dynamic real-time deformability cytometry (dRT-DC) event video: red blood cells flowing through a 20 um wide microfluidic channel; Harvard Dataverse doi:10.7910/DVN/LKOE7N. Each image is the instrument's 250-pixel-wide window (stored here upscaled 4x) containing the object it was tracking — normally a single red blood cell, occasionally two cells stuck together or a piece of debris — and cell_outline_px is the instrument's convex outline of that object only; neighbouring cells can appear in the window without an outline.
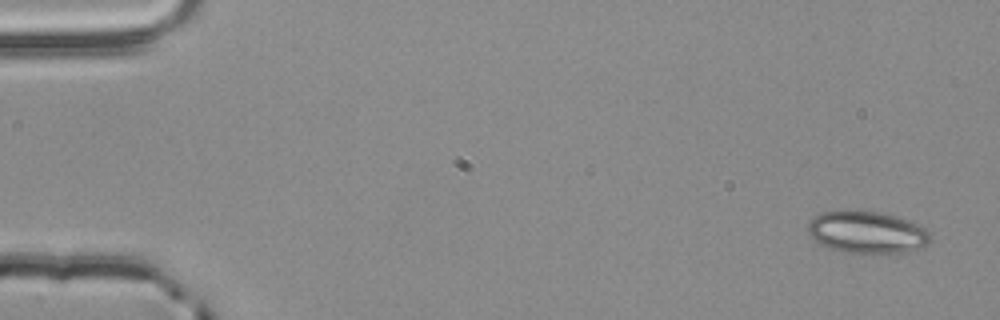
{"species": "common noctule bat (a hibernating species)", "species_latin": "Nyctalus noctula", "temperature_condition": "room temperature", "stored_images_in_passage": 4, "camera_frame_rate_fps": 3000, "um_per_image_px": 0.085, "animal": {"sex": "male", "body_mass_g": 20.4}, "frame": {"image": 1, "passage_image": 1, "time_ms": 0.0, "image_size_px": [1000, 320], "cell_outline_px": [[932, 240], [928, 244], [908, 252], [840, 252], [828, 248], [820, 244], [808, 232], [808, 224], [820, 212], [844, 208], [880, 212], [896, 216], [908, 220], [924, 228], [932, 236]], "centroid_in_image_um": [73.67, 19.71], "position_along_channel_um": 11.3, "area_um2": 30.29}}